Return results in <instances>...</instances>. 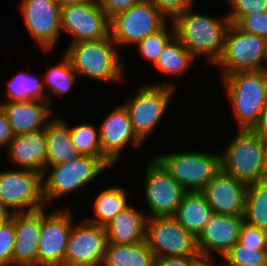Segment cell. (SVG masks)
Listing matches in <instances>:
<instances>
[{
  "label": "cell",
  "instance_id": "obj_12",
  "mask_svg": "<svg viewBox=\"0 0 267 266\" xmlns=\"http://www.w3.org/2000/svg\"><path fill=\"white\" fill-rule=\"evenodd\" d=\"M44 210L43 208L37 266H65V249L74 220L72 212L68 207H61L49 214Z\"/></svg>",
  "mask_w": 267,
  "mask_h": 266
},
{
  "label": "cell",
  "instance_id": "obj_32",
  "mask_svg": "<svg viewBox=\"0 0 267 266\" xmlns=\"http://www.w3.org/2000/svg\"><path fill=\"white\" fill-rule=\"evenodd\" d=\"M75 80L76 72L68 57L64 54L60 63L48 69L44 81L49 87L50 93L58 96L68 92L75 83Z\"/></svg>",
  "mask_w": 267,
  "mask_h": 266
},
{
  "label": "cell",
  "instance_id": "obj_16",
  "mask_svg": "<svg viewBox=\"0 0 267 266\" xmlns=\"http://www.w3.org/2000/svg\"><path fill=\"white\" fill-rule=\"evenodd\" d=\"M23 22L43 51L55 47L61 33V7L55 0H21Z\"/></svg>",
  "mask_w": 267,
  "mask_h": 266
},
{
  "label": "cell",
  "instance_id": "obj_39",
  "mask_svg": "<svg viewBox=\"0 0 267 266\" xmlns=\"http://www.w3.org/2000/svg\"><path fill=\"white\" fill-rule=\"evenodd\" d=\"M164 17L174 20L185 9L194 6L195 0H150Z\"/></svg>",
  "mask_w": 267,
  "mask_h": 266
},
{
  "label": "cell",
  "instance_id": "obj_22",
  "mask_svg": "<svg viewBox=\"0 0 267 266\" xmlns=\"http://www.w3.org/2000/svg\"><path fill=\"white\" fill-rule=\"evenodd\" d=\"M7 147L9 149L8 157L19 169L45 174L47 152L45 128L31 133L14 135Z\"/></svg>",
  "mask_w": 267,
  "mask_h": 266
},
{
  "label": "cell",
  "instance_id": "obj_35",
  "mask_svg": "<svg viewBox=\"0 0 267 266\" xmlns=\"http://www.w3.org/2000/svg\"><path fill=\"white\" fill-rule=\"evenodd\" d=\"M230 13H227L230 24L237 25L245 16L267 10V0H227Z\"/></svg>",
  "mask_w": 267,
  "mask_h": 266
},
{
  "label": "cell",
  "instance_id": "obj_45",
  "mask_svg": "<svg viewBox=\"0 0 267 266\" xmlns=\"http://www.w3.org/2000/svg\"><path fill=\"white\" fill-rule=\"evenodd\" d=\"M211 263H213L212 258H201L194 266H215V261L213 265Z\"/></svg>",
  "mask_w": 267,
  "mask_h": 266
},
{
  "label": "cell",
  "instance_id": "obj_10",
  "mask_svg": "<svg viewBox=\"0 0 267 266\" xmlns=\"http://www.w3.org/2000/svg\"><path fill=\"white\" fill-rule=\"evenodd\" d=\"M166 18L150 0H142L109 19L110 37L117 45H136L166 25Z\"/></svg>",
  "mask_w": 267,
  "mask_h": 266
},
{
  "label": "cell",
  "instance_id": "obj_19",
  "mask_svg": "<svg viewBox=\"0 0 267 266\" xmlns=\"http://www.w3.org/2000/svg\"><path fill=\"white\" fill-rule=\"evenodd\" d=\"M102 154L112 163H116L121 151L129 143L135 148L144 143L135 134L128 112L124 105L112 110L99 126Z\"/></svg>",
  "mask_w": 267,
  "mask_h": 266
},
{
  "label": "cell",
  "instance_id": "obj_26",
  "mask_svg": "<svg viewBox=\"0 0 267 266\" xmlns=\"http://www.w3.org/2000/svg\"><path fill=\"white\" fill-rule=\"evenodd\" d=\"M155 254L146 240L135 244H107L101 266H153Z\"/></svg>",
  "mask_w": 267,
  "mask_h": 266
},
{
  "label": "cell",
  "instance_id": "obj_11",
  "mask_svg": "<svg viewBox=\"0 0 267 266\" xmlns=\"http://www.w3.org/2000/svg\"><path fill=\"white\" fill-rule=\"evenodd\" d=\"M146 242L155 257L201 256L196 237L186 231L173 216L148 218Z\"/></svg>",
  "mask_w": 267,
  "mask_h": 266
},
{
  "label": "cell",
  "instance_id": "obj_42",
  "mask_svg": "<svg viewBox=\"0 0 267 266\" xmlns=\"http://www.w3.org/2000/svg\"><path fill=\"white\" fill-rule=\"evenodd\" d=\"M13 137L14 134L12 133L10 122L0 107V147L4 145L7 147Z\"/></svg>",
  "mask_w": 267,
  "mask_h": 266
},
{
  "label": "cell",
  "instance_id": "obj_46",
  "mask_svg": "<svg viewBox=\"0 0 267 266\" xmlns=\"http://www.w3.org/2000/svg\"><path fill=\"white\" fill-rule=\"evenodd\" d=\"M11 213H7L1 206H0V227L1 225L10 217Z\"/></svg>",
  "mask_w": 267,
  "mask_h": 266
},
{
  "label": "cell",
  "instance_id": "obj_4",
  "mask_svg": "<svg viewBox=\"0 0 267 266\" xmlns=\"http://www.w3.org/2000/svg\"><path fill=\"white\" fill-rule=\"evenodd\" d=\"M64 54L79 76L103 82H115L123 78L122 59L110 35L102 40L69 43Z\"/></svg>",
  "mask_w": 267,
  "mask_h": 266
},
{
  "label": "cell",
  "instance_id": "obj_37",
  "mask_svg": "<svg viewBox=\"0 0 267 266\" xmlns=\"http://www.w3.org/2000/svg\"><path fill=\"white\" fill-rule=\"evenodd\" d=\"M237 26L245 32L267 39V10L245 16Z\"/></svg>",
  "mask_w": 267,
  "mask_h": 266
},
{
  "label": "cell",
  "instance_id": "obj_20",
  "mask_svg": "<svg viewBox=\"0 0 267 266\" xmlns=\"http://www.w3.org/2000/svg\"><path fill=\"white\" fill-rule=\"evenodd\" d=\"M15 226L13 266H37L42 209L10 214Z\"/></svg>",
  "mask_w": 267,
  "mask_h": 266
},
{
  "label": "cell",
  "instance_id": "obj_13",
  "mask_svg": "<svg viewBox=\"0 0 267 266\" xmlns=\"http://www.w3.org/2000/svg\"><path fill=\"white\" fill-rule=\"evenodd\" d=\"M61 29L72 34L71 43L102 40L110 35L109 18L97 0L61 7Z\"/></svg>",
  "mask_w": 267,
  "mask_h": 266
},
{
  "label": "cell",
  "instance_id": "obj_6",
  "mask_svg": "<svg viewBox=\"0 0 267 266\" xmlns=\"http://www.w3.org/2000/svg\"><path fill=\"white\" fill-rule=\"evenodd\" d=\"M155 159L187 192H200L221 170L218 153L187 151L160 154Z\"/></svg>",
  "mask_w": 267,
  "mask_h": 266
},
{
  "label": "cell",
  "instance_id": "obj_2",
  "mask_svg": "<svg viewBox=\"0 0 267 266\" xmlns=\"http://www.w3.org/2000/svg\"><path fill=\"white\" fill-rule=\"evenodd\" d=\"M220 165L247 186L267 180V143L252 130H239L220 154Z\"/></svg>",
  "mask_w": 267,
  "mask_h": 266
},
{
  "label": "cell",
  "instance_id": "obj_49",
  "mask_svg": "<svg viewBox=\"0 0 267 266\" xmlns=\"http://www.w3.org/2000/svg\"><path fill=\"white\" fill-rule=\"evenodd\" d=\"M263 231L265 232V234H267V226H266V228Z\"/></svg>",
  "mask_w": 267,
  "mask_h": 266
},
{
  "label": "cell",
  "instance_id": "obj_7",
  "mask_svg": "<svg viewBox=\"0 0 267 266\" xmlns=\"http://www.w3.org/2000/svg\"><path fill=\"white\" fill-rule=\"evenodd\" d=\"M267 39L245 32L237 25L229 24L221 57L216 62L222 68V76L239 71L265 70Z\"/></svg>",
  "mask_w": 267,
  "mask_h": 266
},
{
  "label": "cell",
  "instance_id": "obj_36",
  "mask_svg": "<svg viewBox=\"0 0 267 266\" xmlns=\"http://www.w3.org/2000/svg\"><path fill=\"white\" fill-rule=\"evenodd\" d=\"M15 226L9 217L0 227V266H13Z\"/></svg>",
  "mask_w": 267,
  "mask_h": 266
},
{
  "label": "cell",
  "instance_id": "obj_47",
  "mask_svg": "<svg viewBox=\"0 0 267 266\" xmlns=\"http://www.w3.org/2000/svg\"><path fill=\"white\" fill-rule=\"evenodd\" d=\"M263 251H264V252L266 253V255H267V234H265Z\"/></svg>",
  "mask_w": 267,
  "mask_h": 266
},
{
  "label": "cell",
  "instance_id": "obj_1",
  "mask_svg": "<svg viewBox=\"0 0 267 266\" xmlns=\"http://www.w3.org/2000/svg\"><path fill=\"white\" fill-rule=\"evenodd\" d=\"M193 8L185 9L173 20L175 36L194 58L207 56L210 63L216 64L223 52L229 19L194 13Z\"/></svg>",
  "mask_w": 267,
  "mask_h": 266
},
{
  "label": "cell",
  "instance_id": "obj_14",
  "mask_svg": "<svg viewBox=\"0 0 267 266\" xmlns=\"http://www.w3.org/2000/svg\"><path fill=\"white\" fill-rule=\"evenodd\" d=\"M108 239L105 227L86 219L73 223L65 249V266H101Z\"/></svg>",
  "mask_w": 267,
  "mask_h": 266
},
{
  "label": "cell",
  "instance_id": "obj_9",
  "mask_svg": "<svg viewBox=\"0 0 267 266\" xmlns=\"http://www.w3.org/2000/svg\"><path fill=\"white\" fill-rule=\"evenodd\" d=\"M0 206L7 212L43 209V174L26 169L0 172Z\"/></svg>",
  "mask_w": 267,
  "mask_h": 266
},
{
  "label": "cell",
  "instance_id": "obj_8",
  "mask_svg": "<svg viewBox=\"0 0 267 266\" xmlns=\"http://www.w3.org/2000/svg\"><path fill=\"white\" fill-rule=\"evenodd\" d=\"M174 89L172 83L145 84L124 102L133 130L142 142L163 118Z\"/></svg>",
  "mask_w": 267,
  "mask_h": 266
},
{
  "label": "cell",
  "instance_id": "obj_43",
  "mask_svg": "<svg viewBox=\"0 0 267 266\" xmlns=\"http://www.w3.org/2000/svg\"><path fill=\"white\" fill-rule=\"evenodd\" d=\"M252 131L267 143V102L260 113L257 124L252 128Z\"/></svg>",
  "mask_w": 267,
  "mask_h": 266
},
{
  "label": "cell",
  "instance_id": "obj_24",
  "mask_svg": "<svg viewBox=\"0 0 267 266\" xmlns=\"http://www.w3.org/2000/svg\"><path fill=\"white\" fill-rule=\"evenodd\" d=\"M47 152L45 166H57L80 157L72 143L70 127L60 118H51L45 127Z\"/></svg>",
  "mask_w": 267,
  "mask_h": 266
},
{
  "label": "cell",
  "instance_id": "obj_17",
  "mask_svg": "<svg viewBox=\"0 0 267 266\" xmlns=\"http://www.w3.org/2000/svg\"><path fill=\"white\" fill-rule=\"evenodd\" d=\"M247 185L220 170L200 191L213 214L243 216Z\"/></svg>",
  "mask_w": 267,
  "mask_h": 266
},
{
  "label": "cell",
  "instance_id": "obj_21",
  "mask_svg": "<svg viewBox=\"0 0 267 266\" xmlns=\"http://www.w3.org/2000/svg\"><path fill=\"white\" fill-rule=\"evenodd\" d=\"M49 106L48 102L38 100L0 102L14 135L44 129L52 118Z\"/></svg>",
  "mask_w": 267,
  "mask_h": 266
},
{
  "label": "cell",
  "instance_id": "obj_48",
  "mask_svg": "<svg viewBox=\"0 0 267 266\" xmlns=\"http://www.w3.org/2000/svg\"><path fill=\"white\" fill-rule=\"evenodd\" d=\"M265 59L267 61V43H266V54H265ZM265 71L267 72V65H265Z\"/></svg>",
  "mask_w": 267,
  "mask_h": 266
},
{
  "label": "cell",
  "instance_id": "obj_3",
  "mask_svg": "<svg viewBox=\"0 0 267 266\" xmlns=\"http://www.w3.org/2000/svg\"><path fill=\"white\" fill-rule=\"evenodd\" d=\"M222 79L239 130H252L267 102V72L239 71Z\"/></svg>",
  "mask_w": 267,
  "mask_h": 266
},
{
  "label": "cell",
  "instance_id": "obj_41",
  "mask_svg": "<svg viewBox=\"0 0 267 266\" xmlns=\"http://www.w3.org/2000/svg\"><path fill=\"white\" fill-rule=\"evenodd\" d=\"M202 256L156 257L153 266H194Z\"/></svg>",
  "mask_w": 267,
  "mask_h": 266
},
{
  "label": "cell",
  "instance_id": "obj_5",
  "mask_svg": "<svg viewBox=\"0 0 267 266\" xmlns=\"http://www.w3.org/2000/svg\"><path fill=\"white\" fill-rule=\"evenodd\" d=\"M111 165L113 164L107 158L81 155L64 164L45 166L46 172L49 168L51 170L47 177L43 174V196L46 205L56 198L85 187Z\"/></svg>",
  "mask_w": 267,
  "mask_h": 266
},
{
  "label": "cell",
  "instance_id": "obj_15",
  "mask_svg": "<svg viewBox=\"0 0 267 266\" xmlns=\"http://www.w3.org/2000/svg\"><path fill=\"white\" fill-rule=\"evenodd\" d=\"M145 197L149 207L147 218L173 216L187 191L179 185L155 159L145 170Z\"/></svg>",
  "mask_w": 267,
  "mask_h": 266
},
{
  "label": "cell",
  "instance_id": "obj_23",
  "mask_svg": "<svg viewBox=\"0 0 267 266\" xmlns=\"http://www.w3.org/2000/svg\"><path fill=\"white\" fill-rule=\"evenodd\" d=\"M147 216L129 206L105 226L109 243L135 244L146 240Z\"/></svg>",
  "mask_w": 267,
  "mask_h": 266
},
{
  "label": "cell",
  "instance_id": "obj_31",
  "mask_svg": "<svg viewBox=\"0 0 267 266\" xmlns=\"http://www.w3.org/2000/svg\"><path fill=\"white\" fill-rule=\"evenodd\" d=\"M71 140L80 155L106 158L102 154L99 128L83 123L70 128Z\"/></svg>",
  "mask_w": 267,
  "mask_h": 266
},
{
  "label": "cell",
  "instance_id": "obj_34",
  "mask_svg": "<svg viewBox=\"0 0 267 266\" xmlns=\"http://www.w3.org/2000/svg\"><path fill=\"white\" fill-rule=\"evenodd\" d=\"M165 25L156 33L150 34L137 43L138 50L143 58L150 60L153 65L164 50L167 43L175 36L174 25L172 31L168 32Z\"/></svg>",
  "mask_w": 267,
  "mask_h": 266
},
{
  "label": "cell",
  "instance_id": "obj_27",
  "mask_svg": "<svg viewBox=\"0 0 267 266\" xmlns=\"http://www.w3.org/2000/svg\"><path fill=\"white\" fill-rule=\"evenodd\" d=\"M129 206L126 190L120 186H110L101 191L94 200L93 211L96 217L86 218V220L105 227L119 212Z\"/></svg>",
  "mask_w": 267,
  "mask_h": 266
},
{
  "label": "cell",
  "instance_id": "obj_29",
  "mask_svg": "<svg viewBox=\"0 0 267 266\" xmlns=\"http://www.w3.org/2000/svg\"><path fill=\"white\" fill-rule=\"evenodd\" d=\"M44 83L34 75L20 72L6 83L7 95L10 98L8 101L38 100L48 102L50 105L51 97L47 93H43L44 88H47Z\"/></svg>",
  "mask_w": 267,
  "mask_h": 266
},
{
  "label": "cell",
  "instance_id": "obj_18",
  "mask_svg": "<svg viewBox=\"0 0 267 266\" xmlns=\"http://www.w3.org/2000/svg\"><path fill=\"white\" fill-rule=\"evenodd\" d=\"M243 216L213 214L200 234L196 244L202 258H212L213 252L221 257L239 241Z\"/></svg>",
  "mask_w": 267,
  "mask_h": 266
},
{
  "label": "cell",
  "instance_id": "obj_44",
  "mask_svg": "<svg viewBox=\"0 0 267 266\" xmlns=\"http://www.w3.org/2000/svg\"><path fill=\"white\" fill-rule=\"evenodd\" d=\"M60 7L66 6V5H71L75 3H82V2H87L89 0H55Z\"/></svg>",
  "mask_w": 267,
  "mask_h": 266
},
{
  "label": "cell",
  "instance_id": "obj_30",
  "mask_svg": "<svg viewBox=\"0 0 267 266\" xmlns=\"http://www.w3.org/2000/svg\"><path fill=\"white\" fill-rule=\"evenodd\" d=\"M244 222L264 230L267 226V180L247 186Z\"/></svg>",
  "mask_w": 267,
  "mask_h": 266
},
{
  "label": "cell",
  "instance_id": "obj_38",
  "mask_svg": "<svg viewBox=\"0 0 267 266\" xmlns=\"http://www.w3.org/2000/svg\"><path fill=\"white\" fill-rule=\"evenodd\" d=\"M264 239L265 232L263 230L243 222L238 241L242 246L263 250Z\"/></svg>",
  "mask_w": 267,
  "mask_h": 266
},
{
  "label": "cell",
  "instance_id": "obj_25",
  "mask_svg": "<svg viewBox=\"0 0 267 266\" xmlns=\"http://www.w3.org/2000/svg\"><path fill=\"white\" fill-rule=\"evenodd\" d=\"M213 215L200 192H187L173 217L188 232L197 237Z\"/></svg>",
  "mask_w": 267,
  "mask_h": 266
},
{
  "label": "cell",
  "instance_id": "obj_40",
  "mask_svg": "<svg viewBox=\"0 0 267 266\" xmlns=\"http://www.w3.org/2000/svg\"><path fill=\"white\" fill-rule=\"evenodd\" d=\"M140 1L142 0H97L99 7L109 19Z\"/></svg>",
  "mask_w": 267,
  "mask_h": 266
},
{
  "label": "cell",
  "instance_id": "obj_33",
  "mask_svg": "<svg viewBox=\"0 0 267 266\" xmlns=\"http://www.w3.org/2000/svg\"><path fill=\"white\" fill-rule=\"evenodd\" d=\"M222 258L227 263L220 266H267V255L263 250L246 248L239 242L224 254Z\"/></svg>",
  "mask_w": 267,
  "mask_h": 266
},
{
  "label": "cell",
  "instance_id": "obj_28",
  "mask_svg": "<svg viewBox=\"0 0 267 266\" xmlns=\"http://www.w3.org/2000/svg\"><path fill=\"white\" fill-rule=\"evenodd\" d=\"M194 59L189 50L174 36L167 43L154 66L161 73L175 77L184 74L195 62Z\"/></svg>",
  "mask_w": 267,
  "mask_h": 266
}]
</instances>
